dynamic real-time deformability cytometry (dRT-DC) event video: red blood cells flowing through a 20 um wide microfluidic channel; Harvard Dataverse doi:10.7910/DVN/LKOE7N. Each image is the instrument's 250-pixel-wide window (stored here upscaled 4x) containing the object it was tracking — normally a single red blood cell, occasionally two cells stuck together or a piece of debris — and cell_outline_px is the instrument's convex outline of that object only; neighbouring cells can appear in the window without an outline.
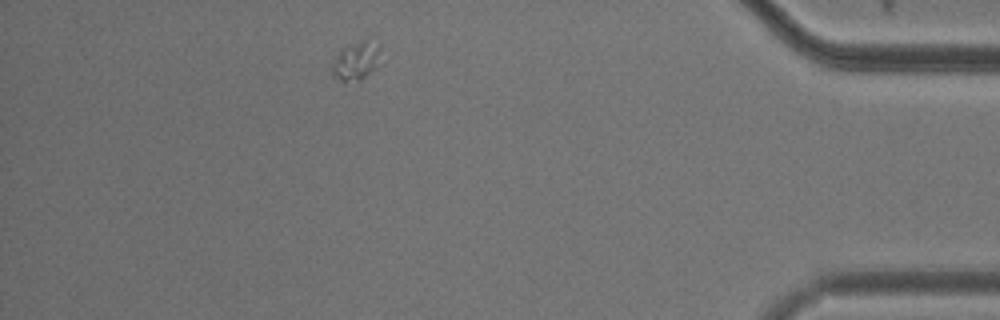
{"species": "common noctule bat (a hibernating species)", "species_latin": "Nyctalus noctula", "temperature_condition": "cold", "stored_images_in_passage": 40, "camera_frame_rate_fps": 3000, "um_per_image_px": 0.085, "animal": {"sex": "male", "body_mass_g": 20.5, "forearm_length_mm": 52.5}, "frame": {"image": 1, "passage_image": 34, "time_ms": 11.0, "image_size_px": [1000, 320], "cell_outline_px": [[380, 64], [360, 80], [340, 80], [332, 76], [332, 64], [340, 48], [344, 44], [360, 40], [364, 40], [380, 44]], "centroid_in_image_um": [30.27, 5.12], "position_along_channel_um": 404.9, "area_um2": 11.04}}